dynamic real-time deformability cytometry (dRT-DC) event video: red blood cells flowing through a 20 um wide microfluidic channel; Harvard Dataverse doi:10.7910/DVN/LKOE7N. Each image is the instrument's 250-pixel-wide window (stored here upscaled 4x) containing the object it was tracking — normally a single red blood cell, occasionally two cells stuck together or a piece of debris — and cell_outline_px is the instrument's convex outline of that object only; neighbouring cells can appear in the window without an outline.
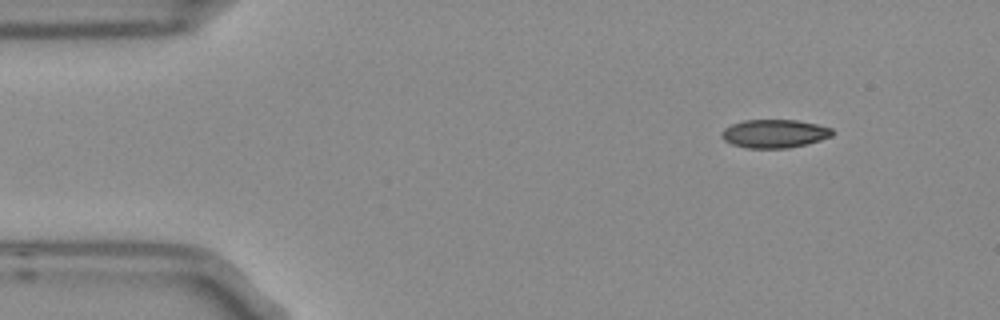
{"species": "Egyptian fruit bat (a non-hibernating species)", "species_latin": "Rousettus aegyptiacus", "temperature_condition": "room temperature", "stored_images_in_passage": 9, "camera_frame_rate_fps": 3000, "um_per_image_px": 0.085, "frame": {"image": 1, "passage_image": 1, "time_ms": 0.0, "image_size_px": [1000, 320], "cell_outline_px": [[836, 132], [832, 136], [820, 140], [788, 148], [748, 148], [732, 144], [724, 140], [720, 136], [724, 128], [732, 124], [744, 120], [796, 120], [816, 124], [832, 128]], "centroid_in_image_um": [65.83, 11.35], "position_along_channel_um": 19.2, "area_um2": 18.26}}
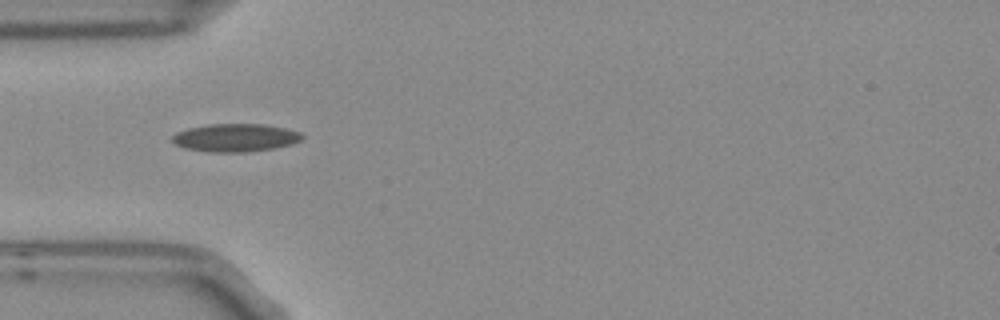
{"frame": {"image": 2, "passage_image": 4, "time_ms": 1.0, "image_size_px": [1000, 320], "cell_outline_px": [[304, 140], [292, 144], [276, 148], [248, 152], [208, 152], [184, 148], [176, 144], [172, 140], [172, 136], [176, 132], [188, 128], [208, 124], [264, 124], [284, 128], [300, 132], [304, 136]], "centroid_in_image_um": [20.03, 11.71], "position_along_channel_um": 65.0, "area_um2": 21.39}}
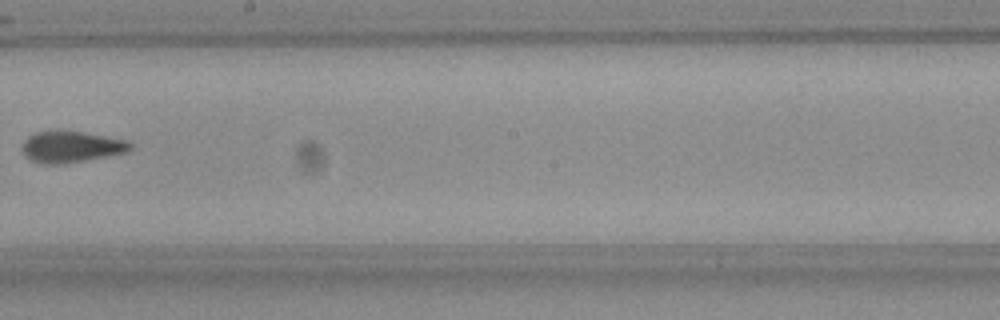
{"frame": {"image": 3, "passage_image": 8, "time_ms": 2.333, "image_size_px": [1000, 320], "cell_outline_px": [[132, 148], [128, 152], [84, 160], [60, 164], [44, 164], [32, 160], [24, 152], [24, 140], [28, 136], [36, 132], [80, 132], [128, 140], [132, 144]], "centroid_in_image_um": [6.1, 12.49], "position_along_channel_um": 242.1, "area_um2": 19.07}}